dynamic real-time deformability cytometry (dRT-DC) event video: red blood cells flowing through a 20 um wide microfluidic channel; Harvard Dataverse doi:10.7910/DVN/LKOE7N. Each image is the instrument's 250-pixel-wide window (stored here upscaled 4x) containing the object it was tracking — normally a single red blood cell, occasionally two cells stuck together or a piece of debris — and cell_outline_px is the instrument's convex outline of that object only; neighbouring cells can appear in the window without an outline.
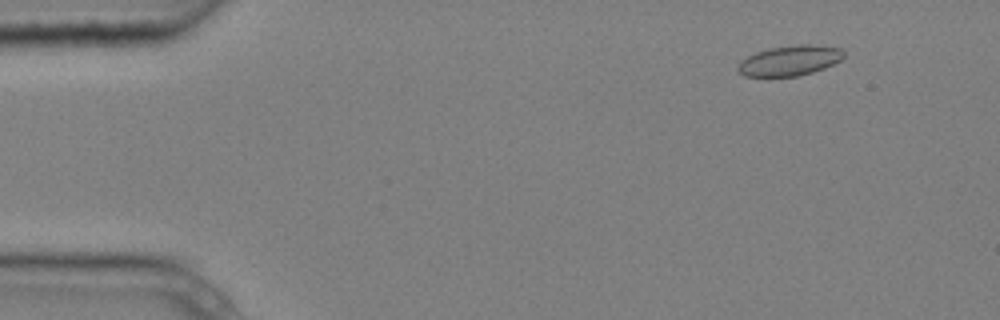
{"species": "common noctule bat (a hibernating species)", "species_latin": "Nyctalus noctula", "temperature_condition": "cold", "stored_images_in_passage": 5, "camera_frame_rate_fps": 3000, "um_per_image_px": 0.085, "animal": {"sex": "male", "body_mass_g": 20.4}, "frame": {"image": 1, "passage_image": 2, "time_ms": 0.333, "image_size_px": [1000, 320], "cell_outline_px": [[844, 56], [840, 60], [824, 68], [800, 76], [744, 76], [736, 68], [740, 60], [756, 52], [768, 48], [796, 44], [812, 44], [840, 48], [844, 52]], "centroid_in_image_um": [67.11, 5.14], "position_along_channel_um": 17.9, "area_um2": 18.67}}